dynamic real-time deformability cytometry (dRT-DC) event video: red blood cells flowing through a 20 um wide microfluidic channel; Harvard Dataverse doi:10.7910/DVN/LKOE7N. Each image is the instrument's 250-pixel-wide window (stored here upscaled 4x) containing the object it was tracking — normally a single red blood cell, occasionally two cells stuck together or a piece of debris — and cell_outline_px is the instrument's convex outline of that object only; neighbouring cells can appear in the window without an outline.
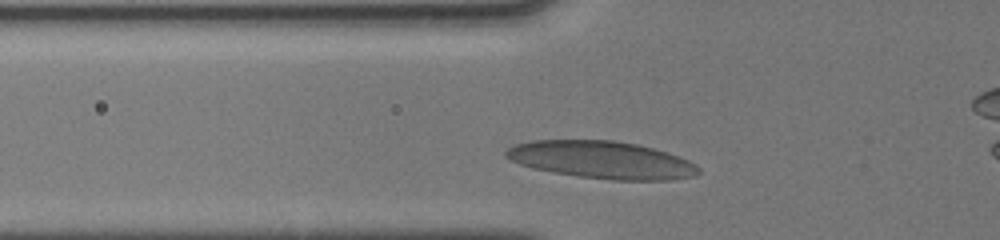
{"species": "human", "species_latin": "Homo sapiens", "temperature_condition": "cold", "stored_images_in_passage": 23, "camera_frame_rate_fps": 3000, "um_per_image_px": 0.085, "donor": {"sex": "male"}, "frame": {"image": 1, "passage_image": 19, "time_ms": 4.0, "image_size_px": [1000, 240], "cell_outline_px": [[700, 172], [696, 176], [672, 180], [612, 180], [580, 176], [532, 168], [520, 164], [504, 156], [504, 152], [508, 148], [516, 144], [532, 140], [612, 140], [636, 144], [652, 148], [688, 160], [696, 164], [700, 168]], "centroid_in_image_um": [51.16, 13.59], "position_along_channel_um": 74.6, "area_um2": 41.79}}